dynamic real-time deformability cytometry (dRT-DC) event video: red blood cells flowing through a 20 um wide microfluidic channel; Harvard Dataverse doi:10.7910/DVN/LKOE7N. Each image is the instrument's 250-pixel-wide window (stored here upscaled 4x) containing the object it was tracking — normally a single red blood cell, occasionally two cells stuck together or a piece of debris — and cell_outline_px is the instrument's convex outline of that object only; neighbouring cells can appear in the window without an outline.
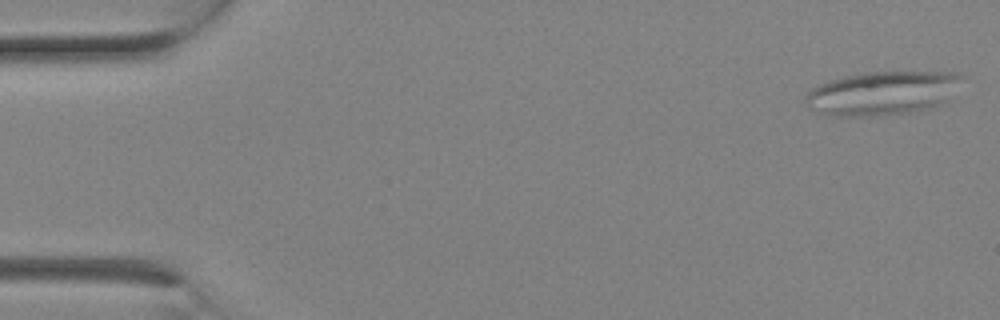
{"species": "Egyptian fruit bat (a non-hibernating species)", "species_latin": "Rousettus aegyptiacus", "temperature_condition": "room temperature", "stored_images_in_passage": 3, "camera_frame_rate_fps": 3000, "um_per_image_px": 0.085, "animal": {"sex": "female"}, "frame": {"image": 1, "passage_image": 3, "time_ms": 0.667, "image_size_px": [1000, 320], "cell_outline_px": [[964, 76], [948, 100], [944, 104], [932, 108], [884, 116], [828, 116], [808, 108], [804, 104], [804, 96], [812, 88], [824, 80], [860, 72], [956, 72]], "centroid_in_image_um": [74.95, 7.92], "position_along_channel_um": 10.1, "area_um2": 40.75}}